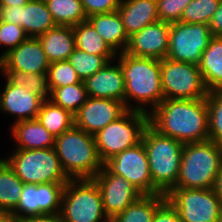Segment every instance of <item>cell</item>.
Returning <instances> with one entry per match:
<instances>
[{
	"label": "cell",
	"instance_id": "obj_16",
	"mask_svg": "<svg viewBox=\"0 0 222 222\" xmlns=\"http://www.w3.org/2000/svg\"><path fill=\"white\" fill-rule=\"evenodd\" d=\"M170 23L157 21L129 37L126 53L135 57L163 60L167 57Z\"/></svg>",
	"mask_w": 222,
	"mask_h": 222
},
{
	"label": "cell",
	"instance_id": "obj_18",
	"mask_svg": "<svg viewBox=\"0 0 222 222\" xmlns=\"http://www.w3.org/2000/svg\"><path fill=\"white\" fill-rule=\"evenodd\" d=\"M43 100L26 88L14 86L5 80L0 91V112L7 113L14 119V123L22 120L36 119Z\"/></svg>",
	"mask_w": 222,
	"mask_h": 222
},
{
	"label": "cell",
	"instance_id": "obj_46",
	"mask_svg": "<svg viewBox=\"0 0 222 222\" xmlns=\"http://www.w3.org/2000/svg\"><path fill=\"white\" fill-rule=\"evenodd\" d=\"M11 212L0 210V222H14Z\"/></svg>",
	"mask_w": 222,
	"mask_h": 222
},
{
	"label": "cell",
	"instance_id": "obj_21",
	"mask_svg": "<svg viewBox=\"0 0 222 222\" xmlns=\"http://www.w3.org/2000/svg\"><path fill=\"white\" fill-rule=\"evenodd\" d=\"M10 128V135L16 143L13 149H48L55 146V137L37 119L12 122Z\"/></svg>",
	"mask_w": 222,
	"mask_h": 222
},
{
	"label": "cell",
	"instance_id": "obj_10",
	"mask_svg": "<svg viewBox=\"0 0 222 222\" xmlns=\"http://www.w3.org/2000/svg\"><path fill=\"white\" fill-rule=\"evenodd\" d=\"M166 199L181 222H219L222 203L212 189L173 188Z\"/></svg>",
	"mask_w": 222,
	"mask_h": 222
},
{
	"label": "cell",
	"instance_id": "obj_4",
	"mask_svg": "<svg viewBox=\"0 0 222 222\" xmlns=\"http://www.w3.org/2000/svg\"><path fill=\"white\" fill-rule=\"evenodd\" d=\"M54 148L69 179H92L103 168L94 135L75 126L55 138Z\"/></svg>",
	"mask_w": 222,
	"mask_h": 222
},
{
	"label": "cell",
	"instance_id": "obj_38",
	"mask_svg": "<svg viewBox=\"0 0 222 222\" xmlns=\"http://www.w3.org/2000/svg\"><path fill=\"white\" fill-rule=\"evenodd\" d=\"M192 0H157L159 21L174 23L181 20L183 12Z\"/></svg>",
	"mask_w": 222,
	"mask_h": 222
},
{
	"label": "cell",
	"instance_id": "obj_6",
	"mask_svg": "<svg viewBox=\"0 0 222 222\" xmlns=\"http://www.w3.org/2000/svg\"><path fill=\"white\" fill-rule=\"evenodd\" d=\"M148 125V113L128 110L119 119L99 130L94 138L100 160L104 163L116 154L141 143Z\"/></svg>",
	"mask_w": 222,
	"mask_h": 222
},
{
	"label": "cell",
	"instance_id": "obj_35",
	"mask_svg": "<svg viewBox=\"0 0 222 222\" xmlns=\"http://www.w3.org/2000/svg\"><path fill=\"white\" fill-rule=\"evenodd\" d=\"M220 0H192L185 8L181 22L209 25L217 11Z\"/></svg>",
	"mask_w": 222,
	"mask_h": 222
},
{
	"label": "cell",
	"instance_id": "obj_8",
	"mask_svg": "<svg viewBox=\"0 0 222 222\" xmlns=\"http://www.w3.org/2000/svg\"><path fill=\"white\" fill-rule=\"evenodd\" d=\"M60 216L63 222H101L107 217L93 179H70L64 187Z\"/></svg>",
	"mask_w": 222,
	"mask_h": 222
},
{
	"label": "cell",
	"instance_id": "obj_31",
	"mask_svg": "<svg viewBox=\"0 0 222 222\" xmlns=\"http://www.w3.org/2000/svg\"><path fill=\"white\" fill-rule=\"evenodd\" d=\"M0 75H3L9 84L24 87L29 92L38 95L43 101L50 99L51 91L47 73L32 74L15 70H0Z\"/></svg>",
	"mask_w": 222,
	"mask_h": 222
},
{
	"label": "cell",
	"instance_id": "obj_19",
	"mask_svg": "<svg viewBox=\"0 0 222 222\" xmlns=\"http://www.w3.org/2000/svg\"><path fill=\"white\" fill-rule=\"evenodd\" d=\"M115 63L116 59L110 61L83 81L88 97L116 99L125 103L124 75L118 61Z\"/></svg>",
	"mask_w": 222,
	"mask_h": 222
},
{
	"label": "cell",
	"instance_id": "obj_45",
	"mask_svg": "<svg viewBox=\"0 0 222 222\" xmlns=\"http://www.w3.org/2000/svg\"><path fill=\"white\" fill-rule=\"evenodd\" d=\"M30 0H0V7L24 6Z\"/></svg>",
	"mask_w": 222,
	"mask_h": 222
},
{
	"label": "cell",
	"instance_id": "obj_20",
	"mask_svg": "<svg viewBox=\"0 0 222 222\" xmlns=\"http://www.w3.org/2000/svg\"><path fill=\"white\" fill-rule=\"evenodd\" d=\"M117 11L128 37L159 21L157 0H121Z\"/></svg>",
	"mask_w": 222,
	"mask_h": 222
},
{
	"label": "cell",
	"instance_id": "obj_39",
	"mask_svg": "<svg viewBox=\"0 0 222 222\" xmlns=\"http://www.w3.org/2000/svg\"><path fill=\"white\" fill-rule=\"evenodd\" d=\"M87 17L95 14L115 12L121 0H81Z\"/></svg>",
	"mask_w": 222,
	"mask_h": 222
},
{
	"label": "cell",
	"instance_id": "obj_40",
	"mask_svg": "<svg viewBox=\"0 0 222 222\" xmlns=\"http://www.w3.org/2000/svg\"><path fill=\"white\" fill-rule=\"evenodd\" d=\"M152 222H181L178 211L166 199L154 213Z\"/></svg>",
	"mask_w": 222,
	"mask_h": 222
},
{
	"label": "cell",
	"instance_id": "obj_28",
	"mask_svg": "<svg viewBox=\"0 0 222 222\" xmlns=\"http://www.w3.org/2000/svg\"><path fill=\"white\" fill-rule=\"evenodd\" d=\"M24 183L3 159H0V210L12 212L23 192Z\"/></svg>",
	"mask_w": 222,
	"mask_h": 222
},
{
	"label": "cell",
	"instance_id": "obj_24",
	"mask_svg": "<svg viewBox=\"0 0 222 222\" xmlns=\"http://www.w3.org/2000/svg\"><path fill=\"white\" fill-rule=\"evenodd\" d=\"M208 91L222 89V37H212L199 64Z\"/></svg>",
	"mask_w": 222,
	"mask_h": 222
},
{
	"label": "cell",
	"instance_id": "obj_25",
	"mask_svg": "<svg viewBox=\"0 0 222 222\" xmlns=\"http://www.w3.org/2000/svg\"><path fill=\"white\" fill-rule=\"evenodd\" d=\"M55 26L44 0H30L21 6V27L29 37L37 38Z\"/></svg>",
	"mask_w": 222,
	"mask_h": 222
},
{
	"label": "cell",
	"instance_id": "obj_23",
	"mask_svg": "<svg viewBox=\"0 0 222 222\" xmlns=\"http://www.w3.org/2000/svg\"><path fill=\"white\" fill-rule=\"evenodd\" d=\"M37 38L50 63L68 60L75 49V36L71 26L56 25Z\"/></svg>",
	"mask_w": 222,
	"mask_h": 222
},
{
	"label": "cell",
	"instance_id": "obj_9",
	"mask_svg": "<svg viewBox=\"0 0 222 222\" xmlns=\"http://www.w3.org/2000/svg\"><path fill=\"white\" fill-rule=\"evenodd\" d=\"M161 81L164 99H202L206 89L199 65L177 62L164 58L161 60Z\"/></svg>",
	"mask_w": 222,
	"mask_h": 222
},
{
	"label": "cell",
	"instance_id": "obj_47",
	"mask_svg": "<svg viewBox=\"0 0 222 222\" xmlns=\"http://www.w3.org/2000/svg\"><path fill=\"white\" fill-rule=\"evenodd\" d=\"M101 222H116V219L114 217H106Z\"/></svg>",
	"mask_w": 222,
	"mask_h": 222
},
{
	"label": "cell",
	"instance_id": "obj_26",
	"mask_svg": "<svg viewBox=\"0 0 222 222\" xmlns=\"http://www.w3.org/2000/svg\"><path fill=\"white\" fill-rule=\"evenodd\" d=\"M75 47L93 55L104 56L109 62L115 60L117 54L106 44L88 21L75 25Z\"/></svg>",
	"mask_w": 222,
	"mask_h": 222
},
{
	"label": "cell",
	"instance_id": "obj_44",
	"mask_svg": "<svg viewBox=\"0 0 222 222\" xmlns=\"http://www.w3.org/2000/svg\"><path fill=\"white\" fill-rule=\"evenodd\" d=\"M212 190L222 203V167L214 181Z\"/></svg>",
	"mask_w": 222,
	"mask_h": 222
},
{
	"label": "cell",
	"instance_id": "obj_49",
	"mask_svg": "<svg viewBox=\"0 0 222 222\" xmlns=\"http://www.w3.org/2000/svg\"><path fill=\"white\" fill-rule=\"evenodd\" d=\"M3 57H4V56H1V55H0V64L2 63Z\"/></svg>",
	"mask_w": 222,
	"mask_h": 222
},
{
	"label": "cell",
	"instance_id": "obj_41",
	"mask_svg": "<svg viewBox=\"0 0 222 222\" xmlns=\"http://www.w3.org/2000/svg\"><path fill=\"white\" fill-rule=\"evenodd\" d=\"M0 21L21 26V6L0 7Z\"/></svg>",
	"mask_w": 222,
	"mask_h": 222
},
{
	"label": "cell",
	"instance_id": "obj_15",
	"mask_svg": "<svg viewBox=\"0 0 222 222\" xmlns=\"http://www.w3.org/2000/svg\"><path fill=\"white\" fill-rule=\"evenodd\" d=\"M128 110L124 102L116 99L88 97L74 115V126L94 135Z\"/></svg>",
	"mask_w": 222,
	"mask_h": 222
},
{
	"label": "cell",
	"instance_id": "obj_43",
	"mask_svg": "<svg viewBox=\"0 0 222 222\" xmlns=\"http://www.w3.org/2000/svg\"><path fill=\"white\" fill-rule=\"evenodd\" d=\"M14 222H63L60 214H45L15 219Z\"/></svg>",
	"mask_w": 222,
	"mask_h": 222
},
{
	"label": "cell",
	"instance_id": "obj_33",
	"mask_svg": "<svg viewBox=\"0 0 222 222\" xmlns=\"http://www.w3.org/2000/svg\"><path fill=\"white\" fill-rule=\"evenodd\" d=\"M68 62L72 65L81 81L91 77L109 63L104 56L89 54L76 47L69 55Z\"/></svg>",
	"mask_w": 222,
	"mask_h": 222
},
{
	"label": "cell",
	"instance_id": "obj_13",
	"mask_svg": "<svg viewBox=\"0 0 222 222\" xmlns=\"http://www.w3.org/2000/svg\"><path fill=\"white\" fill-rule=\"evenodd\" d=\"M103 165L115 175L132 183L143 195H153V180L143 143L109 158Z\"/></svg>",
	"mask_w": 222,
	"mask_h": 222
},
{
	"label": "cell",
	"instance_id": "obj_17",
	"mask_svg": "<svg viewBox=\"0 0 222 222\" xmlns=\"http://www.w3.org/2000/svg\"><path fill=\"white\" fill-rule=\"evenodd\" d=\"M50 62L38 38L29 37L4 55L0 70L47 73Z\"/></svg>",
	"mask_w": 222,
	"mask_h": 222
},
{
	"label": "cell",
	"instance_id": "obj_32",
	"mask_svg": "<svg viewBox=\"0 0 222 222\" xmlns=\"http://www.w3.org/2000/svg\"><path fill=\"white\" fill-rule=\"evenodd\" d=\"M88 98L84 82L54 88L50 99L55 105L62 107L75 115Z\"/></svg>",
	"mask_w": 222,
	"mask_h": 222
},
{
	"label": "cell",
	"instance_id": "obj_34",
	"mask_svg": "<svg viewBox=\"0 0 222 222\" xmlns=\"http://www.w3.org/2000/svg\"><path fill=\"white\" fill-rule=\"evenodd\" d=\"M209 140L222 146V89L208 91Z\"/></svg>",
	"mask_w": 222,
	"mask_h": 222
},
{
	"label": "cell",
	"instance_id": "obj_27",
	"mask_svg": "<svg viewBox=\"0 0 222 222\" xmlns=\"http://www.w3.org/2000/svg\"><path fill=\"white\" fill-rule=\"evenodd\" d=\"M36 119L55 138L74 126V115L51 100L42 102Z\"/></svg>",
	"mask_w": 222,
	"mask_h": 222
},
{
	"label": "cell",
	"instance_id": "obj_11",
	"mask_svg": "<svg viewBox=\"0 0 222 222\" xmlns=\"http://www.w3.org/2000/svg\"><path fill=\"white\" fill-rule=\"evenodd\" d=\"M212 37L209 25L187 24L181 21L171 23L166 58L199 65L202 53L208 47Z\"/></svg>",
	"mask_w": 222,
	"mask_h": 222
},
{
	"label": "cell",
	"instance_id": "obj_3",
	"mask_svg": "<svg viewBox=\"0 0 222 222\" xmlns=\"http://www.w3.org/2000/svg\"><path fill=\"white\" fill-rule=\"evenodd\" d=\"M147 153L153 194H167L176 186L184 144L148 125L142 141Z\"/></svg>",
	"mask_w": 222,
	"mask_h": 222
},
{
	"label": "cell",
	"instance_id": "obj_42",
	"mask_svg": "<svg viewBox=\"0 0 222 222\" xmlns=\"http://www.w3.org/2000/svg\"><path fill=\"white\" fill-rule=\"evenodd\" d=\"M209 28L213 37H222V0H220L217 11L214 13Z\"/></svg>",
	"mask_w": 222,
	"mask_h": 222
},
{
	"label": "cell",
	"instance_id": "obj_30",
	"mask_svg": "<svg viewBox=\"0 0 222 222\" xmlns=\"http://www.w3.org/2000/svg\"><path fill=\"white\" fill-rule=\"evenodd\" d=\"M51 15L60 26L74 27L87 21L81 0H44Z\"/></svg>",
	"mask_w": 222,
	"mask_h": 222
},
{
	"label": "cell",
	"instance_id": "obj_12",
	"mask_svg": "<svg viewBox=\"0 0 222 222\" xmlns=\"http://www.w3.org/2000/svg\"><path fill=\"white\" fill-rule=\"evenodd\" d=\"M66 183L24 184L20 200L11 212L12 216L14 219H19L45 214H59Z\"/></svg>",
	"mask_w": 222,
	"mask_h": 222
},
{
	"label": "cell",
	"instance_id": "obj_7",
	"mask_svg": "<svg viewBox=\"0 0 222 222\" xmlns=\"http://www.w3.org/2000/svg\"><path fill=\"white\" fill-rule=\"evenodd\" d=\"M3 159L24 184L39 185L70 180L61 167L55 148L13 149Z\"/></svg>",
	"mask_w": 222,
	"mask_h": 222
},
{
	"label": "cell",
	"instance_id": "obj_29",
	"mask_svg": "<svg viewBox=\"0 0 222 222\" xmlns=\"http://www.w3.org/2000/svg\"><path fill=\"white\" fill-rule=\"evenodd\" d=\"M165 200V194L142 195L114 218L116 222H152L156 209Z\"/></svg>",
	"mask_w": 222,
	"mask_h": 222
},
{
	"label": "cell",
	"instance_id": "obj_48",
	"mask_svg": "<svg viewBox=\"0 0 222 222\" xmlns=\"http://www.w3.org/2000/svg\"><path fill=\"white\" fill-rule=\"evenodd\" d=\"M219 222H222V204H221V208H220V218H219Z\"/></svg>",
	"mask_w": 222,
	"mask_h": 222
},
{
	"label": "cell",
	"instance_id": "obj_37",
	"mask_svg": "<svg viewBox=\"0 0 222 222\" xmlns=\"http://www.w3.org/2000/svg\"><path fill=\"white\" fill-rule=\"evenodd\" d=\"M29 36L25 30L10 22L0 21V48L5 47L0 55L4 56L10 50L17 48L22 42L27 40Z\"/></svg>",
	"mask_w": 222,
	"mask_h": 222
},
{
	"label": "cell",
	"instance_id": "obj_1",
	"mask_svg": "<svg viewBox=\"0 0 222 222\" xmlns=\"http://www.w3.org/2000/svg\"><path fill=\"white\" fill-rule=\"evenodd\" d=\"M149 125L183 144L209 140L206 98L163 99L149 113Z\"/></svg>",
	"mask_w": 222,
	"mask_h": 222
},
{
	"label": "cell",
	"instance_id": "obj_22",
	"mask_svg": "<svg viewBox=\"0 0 222 222\" xmlns=\"http://www.w3.org/2000/svg\"><path fill=\"white\" fill-rule=\"evenodd\" d=\"M87 21L116 54L126 51L129 37L118 11L95 14L87 17Z\"/></svg>",
	"mask_w": 222,
	"mask_h": 222
},
{
	"label": "cell",
	"instance_id": "obj_14",
	"mask_svg": "<svg viewBox=\"0 0 222 222\" xmlns=\"http://www.w3.org/2000/svg\"><path fill=\"white\" fill-rule=\"evenodd\" d=\"M98 185L103 210L107 217H115L143 194L122 176L112 174L104 165L92 178Z\"/></svg>",
	"mask_w": 222,
	"mask_h": 222
},
{
	"label": "cell",
	"instance_id": "obj_36",
	"mask_svg": "<svg viewBox=\"0 0 222 222\" xmlns=\"http://www.w3.org/2000/svg\"><path fill=\"white\" fill-rule=\"evenodd\" d=\"M47 76L50 91L54 88L81 82V79L77 76L76 71L68 60L50 63Z\"/></svg>",
	"mask_w": 222,
	"mask_h": 222
},
{
	"label": "cell",
	"instance_id": "obj_2",
	"mask_svg": "<svg viewBox=\"0 0 222 222\" xmlns=\"http://www.w3.org/2000/svg\"><path fill=\"white\" fill-rule=\"evenodd\" d=\"M125 82V105L129 110L150 113L164 99L161 60L117 54ZM133 104H132V102Z\"/></svg>",
	"mask_w": 222,
	"mask_h": 222
},
{
	"label": "cell",
	"instance_id": "obj_5",
	"mask_svg": "<svg viewBox=\"0 0 222 222\" xmlns=\"http://www.w3.org/2000/svg\"><path fill=\"white\" fill-rule=\"evenodd\" d=\"M221 167V145L211 140L186 143L174 188L212 189Z\"/></svg>",
	"mask_w": 222,
	"mask_h": 222
}]
</instances>
